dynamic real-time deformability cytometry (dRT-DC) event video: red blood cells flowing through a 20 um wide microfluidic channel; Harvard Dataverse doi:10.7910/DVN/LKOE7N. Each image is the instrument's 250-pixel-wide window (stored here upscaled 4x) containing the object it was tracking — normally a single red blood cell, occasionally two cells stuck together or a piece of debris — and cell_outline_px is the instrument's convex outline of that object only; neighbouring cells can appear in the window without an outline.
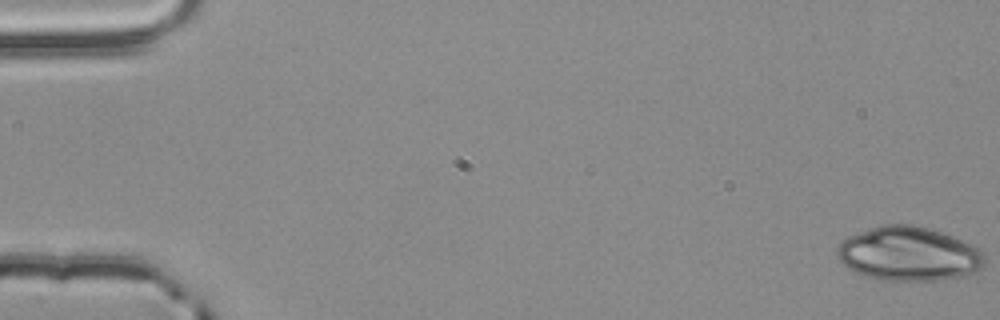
{"species": "common noctule bat (a hibernating species)", "species_latin": "Nyctalus noctula", "temperature_condition": "room temperature", "stored_images_in_passage": 55, "camera_frame_rate_fps": 3000, "um_per_image_px": 0.085, "animal": {"sex": "male", "body_mass_g": 20.4}, "frame": {"image": 1, "passage_image": 1, "time_ms": 0.0, "image_size_px": [1000, 320], "cell_outline_px": [[984, 268], [980, 272], [940, 280], [876, 280], [856, 272], [848, 268], [836, 256], [836, 248], [848, 236], [884, 224], [912, 224], [928, 228], [952, 236], [972, 244], [980, 248], [984, 252]], "centroid_in_image_um": [77.28, 21.59], "position_along_channel_um": 7.7, "area_um2": 46.64}}
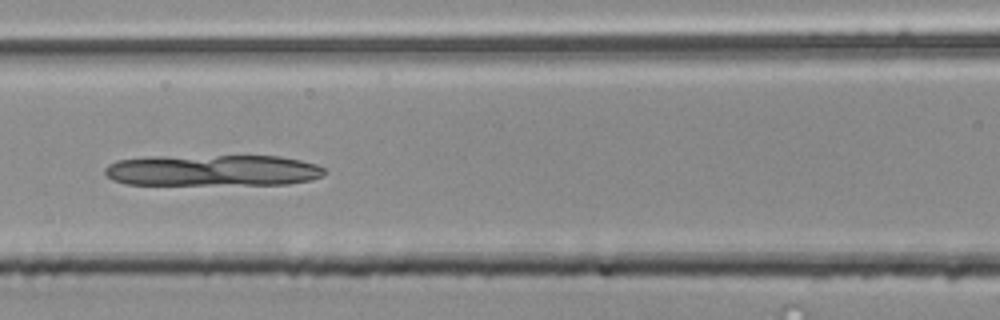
{"frame": {"image": 2, "passage_image": 25, "time_ms": 8.0, "image_size_px": [1000, 320], "cell_outline_px": [[328, 172], [324, 176], [312, 180], [288, 184], [124, 184], [112, 180], [104, 172], [104, 168], [108, 164], [116, 160], [144, 156], [280, 156], [300, 160], [316, 164], [324, 168]], "centroid_in_image_um": [18.08, 14.47], "position_along_channel_um": 148.5, "area_um2": 40.52}}
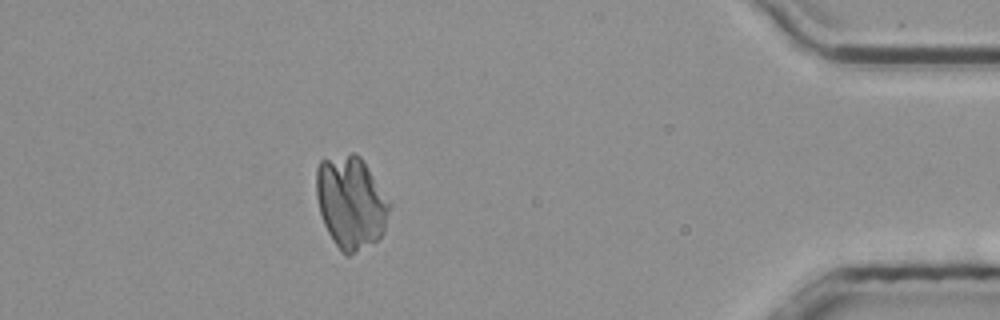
{"frame": {"image": 3, "passage_image": 49, "time_ms": 16.0, "image_size_px": [1000, 320], "cell_outline_px": [[388, 212], [384, 232], [376, 240], [356, 252], [348, 256], [344, 256], [332, 240], [324, 224], [320, 212], [316, 196], [316, 168], [320, 160], [352, 152], [360, 156], [368, 168], [388, 204]], "centroid_in_image_um": [29.76, 17.21], "position_along_channel_um": 405.4, "area_um2": 38.84}}